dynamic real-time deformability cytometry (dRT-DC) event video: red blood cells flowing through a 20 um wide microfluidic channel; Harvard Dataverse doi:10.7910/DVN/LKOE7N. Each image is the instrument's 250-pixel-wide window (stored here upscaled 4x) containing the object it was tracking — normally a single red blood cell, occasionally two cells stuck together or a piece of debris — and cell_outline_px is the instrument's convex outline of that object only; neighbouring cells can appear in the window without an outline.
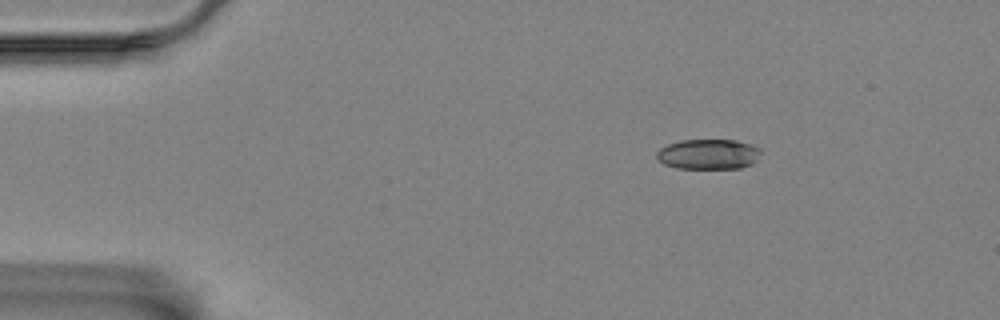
{"species": "Egyptian fruit bat (a non-hibernating species)", "species_latin": "Rousettus aegyptiacus", "temperature_condition": "room temperature", "stored_images_in_passage": 50, "camera_frame_rate_fps": 3000, "um_per_image_px": 0.085, "animal": {"sex": "female"}, "frame": {"image": 1, "passage_image": 1, "time_ms": 0.0, "image_size_px": [1000, 320], "cell_outline_px": [[760, 152], [756, 160], [752, 164], [740, 168], [676, 168], [664, 164], [656, 156], [656, 152], [660, 148], [668, 144], [680, 140], [736, 140], [760, 148]], "centroid_in_image_um": [60.19, 13.1], "position_along_channel_um": 24.8, "area_um2": 18.21}}
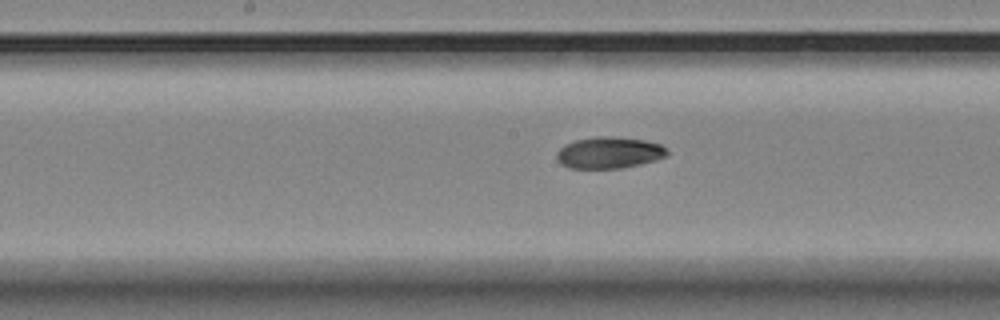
{"frame": {"image": 2, "passage_image": 22, "time_ms": 7.0, "image_size_px": [1000, 320], "cell_outline_px": [[668, 156], [656, 160], [640, 164], [620, 168], [568, 168], [560, 164], [556, 160], [556, 152], [564, 144], [576, 140], [596, 136], [608, 136], [644, 140], [660, 144], [668, 152]], "centroid_in_image_um": [51.73, 12.98], "position_along_channel_um": 196.5, "area_um2": 20.35}}
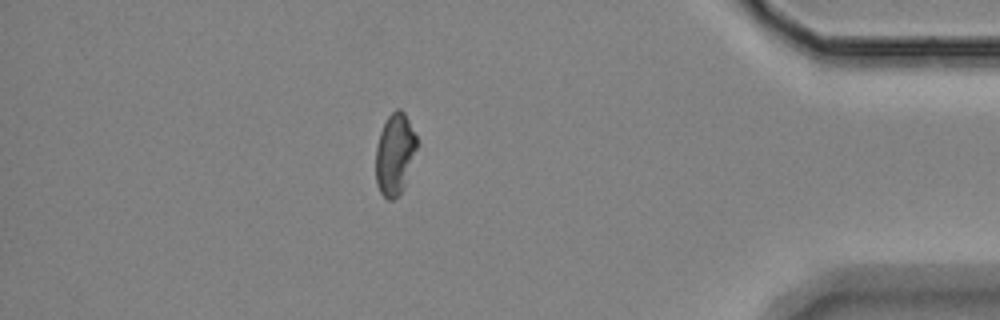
{"frame": {"image": 3, "passage_image": 43, "time_ms": 14.0, "image_size_px": [1000, 320], "cell_outline_px": [[420, 144], [404, 188], [392, 200], [388, 200], [380, 192], [376, 184], [376, 148], [380, 132], [388, 116], [396, 108], [400, 108], [404, 112]], "centroid_in_image_um": [33.59, 13.1], "position_along_channel_um": 401.6, "area_um2": 19.77}, "authors_computed_cell_mechanics": {"area_um2": 20.0566, "velocity_mm_per_s": 3.4539, "shape_relaxation_time_tau1_ms": 4.812, "shape_relaxation_time_tau2_ms": 7.8867, "deformation_change_tau1": 0.1362, "deformation_change_tau2": 0.1039}}